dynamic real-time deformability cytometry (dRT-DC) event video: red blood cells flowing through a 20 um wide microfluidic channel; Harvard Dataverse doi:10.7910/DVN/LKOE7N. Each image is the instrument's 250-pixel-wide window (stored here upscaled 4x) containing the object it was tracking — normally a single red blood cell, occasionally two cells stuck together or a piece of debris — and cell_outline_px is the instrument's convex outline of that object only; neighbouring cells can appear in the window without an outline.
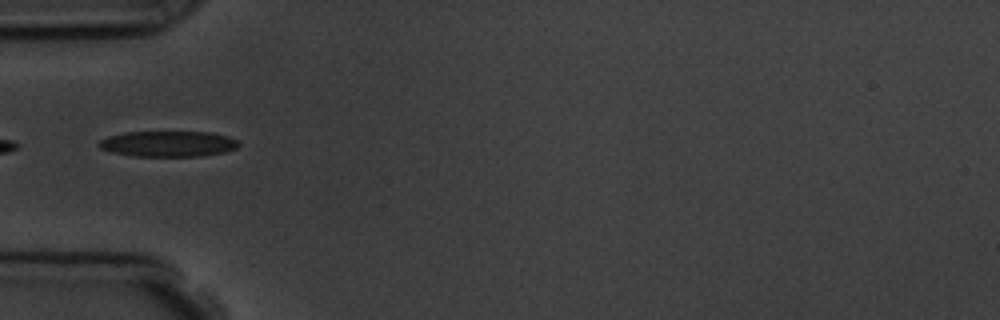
{"species": "common noctule bat (a hibernating species)", "species_latin": "Nyctalus noctula", "temperature_condition": "room temperature", "stored_images_in_passage": 5, "camera_frame_rate_fps": 3000, "um_per_image_px": 0.085, "animal": {"sex": "male", "body_mass_g": 19.5, "forearm_length_mm": 54.6}, "frame": {"image": 1, "passage_image": 2, "time_ms": 1.333, "image_size_px": [1000, 320], "cell_outline_px": [[240, 144], [236, 148], [224, 152], [200, 156], [132, 156], [112, 152], [100, 148], [96, 144], [100, 140], [108, 136], [124, 132], [212, 132], [228, 136], [236, 140]], "centroid_in_image_um": [14.27, 12.22], "position_along_channel_um": 70.7, "area_um2": 20.98}}